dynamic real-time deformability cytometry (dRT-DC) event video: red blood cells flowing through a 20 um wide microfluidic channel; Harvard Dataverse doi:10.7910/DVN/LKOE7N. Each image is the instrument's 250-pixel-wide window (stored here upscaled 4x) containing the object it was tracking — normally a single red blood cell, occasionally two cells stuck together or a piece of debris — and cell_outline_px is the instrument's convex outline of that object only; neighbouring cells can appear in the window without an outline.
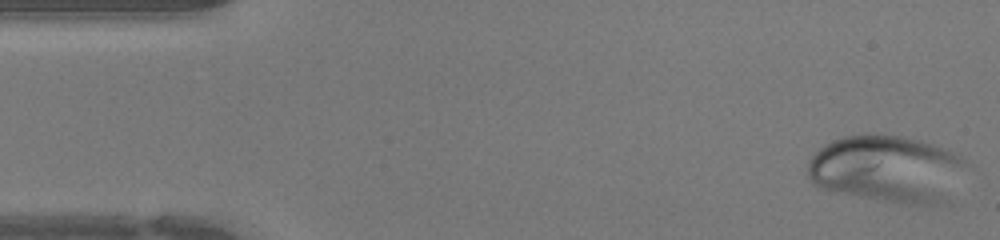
{"species": "human", "species_latin": "Homo sapiens", "temperature_condition": "warm", "stored_images_in_passage": 38, "camera_frame_rate_fps": 3000, "um_per_image_px": 0.085, "donor": {"sex": "female"}, "frame": {"image": 1, "passage_image": 1, "time_ms": 0.0, "image_size_px": [1000, 240], "cell_outline_px": [[968, 164], [952, 204], [900, 204], [860, 196], [824, 188], [812, 184], [808, 176], [808, 164], [812, 156], [824, 144], [832, 140], [844, 136], [864, 132], [880, 132], [904, 136], [920, 140], [944, 148], [960, 156]], "centroid_in_image_um": [75.5, 14.35], "position_along_channel_um": 9.5, "area_um2": 63.58}}
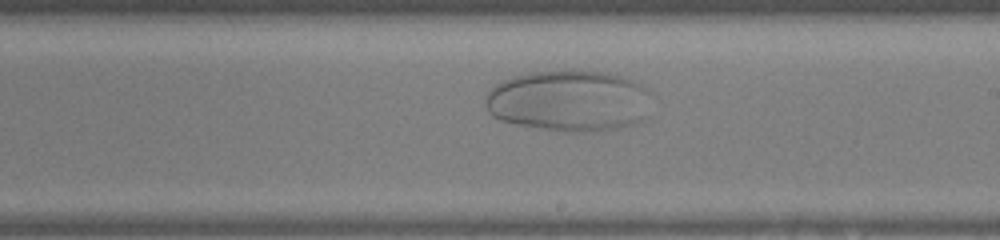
{"frame": {"image": 2, "passage_image": 24, "time_ms": 7.667, "image_size_px": [1000, 240], "cell_outline_px": [[652, 92], [648, 116], [644, 120], [632, 124], [616, 128], [592, 132], [564, 132], [516, 124], [500, 120], [492, 116], [488, 112], [484, 104], [484, 96], [496, 84], [512, 76], [528, 72], [604, 72], [624, 76], [648, 88]], "centroid_in_image_um": [48.39, 8.59], "position_along_channel_um": 240.6, "area_um2": 59.88}}
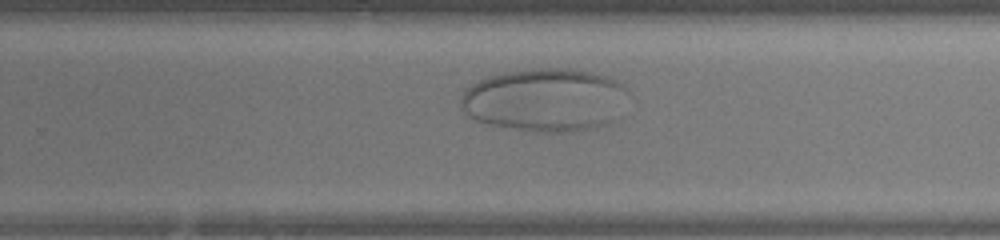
{"frame": {"image": 3, "passage_image": 27, "time_ms": 8.667, "image_size_px": [1000, 240], "cell_outline_px": [[628, 92], [620, 120], [596, 128], [572, 132], [544, 132], [488, 124], [476, 120], [468, 116], [460, 108], [460, 96], [464, 88], [476, 80], [488, 76], [504, 72], [536, 68], [568, 68], [592, 72], [608, 76], [624, 84], [628, 88]], "centroid_in_image_um": [46.38, 8.49], "position_along_channel_um": 283.4, "area_um2": 62.94}}